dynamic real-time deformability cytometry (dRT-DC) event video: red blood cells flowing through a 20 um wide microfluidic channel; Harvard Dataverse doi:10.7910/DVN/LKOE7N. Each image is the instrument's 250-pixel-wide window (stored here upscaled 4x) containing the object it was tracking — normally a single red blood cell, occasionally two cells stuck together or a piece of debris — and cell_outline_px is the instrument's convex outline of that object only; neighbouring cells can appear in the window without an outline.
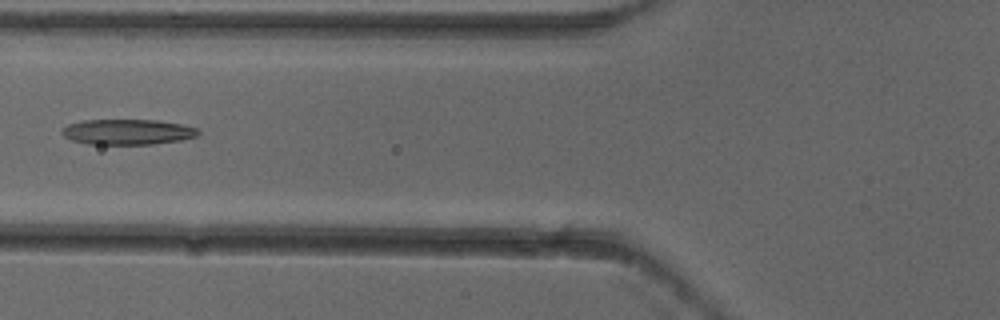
{"species": "common noctule bat (a hibernating species)", "species_latin": "Nyctalus noctula", "temperature_condition": "cold", "stored_images_in_passage": 5, "camera_frame_rate_fps": 3000, "um_per_image_px": 0.085, "animal": {"sex": "female"}, "frame": {"image": 1, "passage_image": 5, "time_ms": 1.333, "image_size_px": [1000, 320], "cell_outline_px": [[200, 132], [196, 136], [180, 140], [152, 144], [88, 144], [72, 140], [64, 136], [60, 132], [68, 124], [84, 120], [160, 120], [184, 124], [196, 128]], "centroid_in_image_um": [10.85, 11.2], "position_along_channel_um": 114.9, "area_um2": 20.17}}